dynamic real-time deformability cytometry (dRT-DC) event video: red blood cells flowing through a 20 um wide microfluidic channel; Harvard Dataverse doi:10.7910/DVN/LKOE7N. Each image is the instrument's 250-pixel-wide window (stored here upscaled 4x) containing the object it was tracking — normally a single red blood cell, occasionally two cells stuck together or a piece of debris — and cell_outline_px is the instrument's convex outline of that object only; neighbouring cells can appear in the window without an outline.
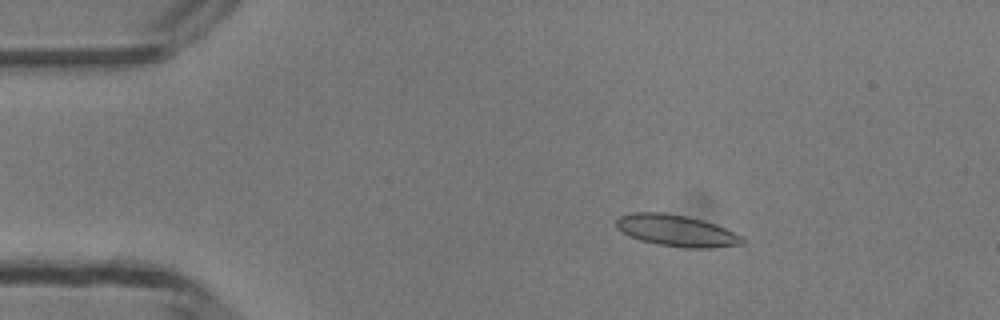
{"species": "common noctule bat (a hibernating species)", "species_latin": "Nyctalus noctula", "temperature_condition": "room temperature", "stored_images_in_passage": 5, "camera_frame_rate_fps": 3000, "um_per_image_px": 0.085, "animal": {"sex": "male", "body_mass_g": 13.3}, "frame": {"image": 1, "passage_image": 3, "time_ms": 2.0, "image_size_px": [1000, 320], "cell_outline_px": [[744, 244], [708, 248], [684, 248], [656, 244], [640, 240], [616, 228], [616, 220], [620, 216], [632, 212], [660, 212], [688, 216], [704, 220], [716, 224], [744, 236]], "centroid_in_image_um": [57.53, 19.6], "position_along_channel_um": 27.5, "area_um2": 23.29}}